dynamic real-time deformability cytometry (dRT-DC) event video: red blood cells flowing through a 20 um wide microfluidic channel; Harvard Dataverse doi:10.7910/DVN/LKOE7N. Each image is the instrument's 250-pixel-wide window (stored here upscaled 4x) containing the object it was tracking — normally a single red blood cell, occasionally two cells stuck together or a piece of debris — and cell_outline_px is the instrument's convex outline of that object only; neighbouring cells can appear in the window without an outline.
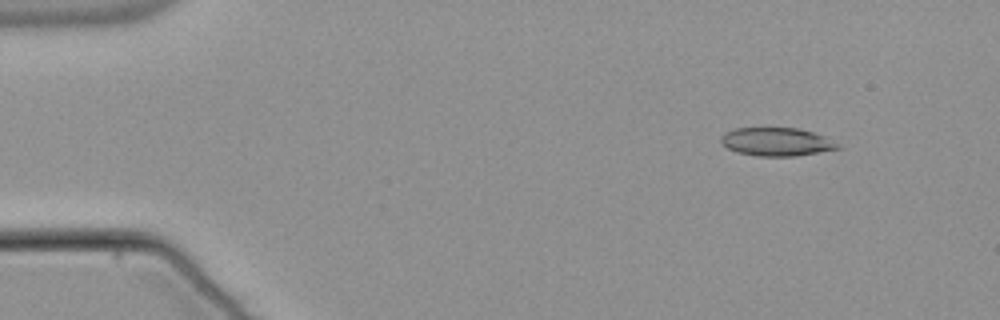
{"species": "common noctule bat (a hibernating species)", "species_latin": "Nyctalus noctula", "temperature_condition": "warm", "stored_images_in_passage": 49, "camera_frame_rate_fps": 3000, "um_per_image_px": 0.085, "animal": {"sex": "male", "body_mass_g": 21.5, "forearm_length_mm": 52.0}, "frame": {"image": 1, "passage_image": 1, "time_ms": 0.0, "image_size_px": [1000, 320], "cell_outline_px": [[840, 148], [796, 156], [756, 156], [736, 152], [728, 148], [720, 140], [720, 136], [724, 132], [732, 128], [796, 128], [812, 132], [824, 136], [836, 144]], "centroid_in_image_um": [65.93, 12.05], "position_along_channel_um": 19.1, "area_um2": 19.07}}
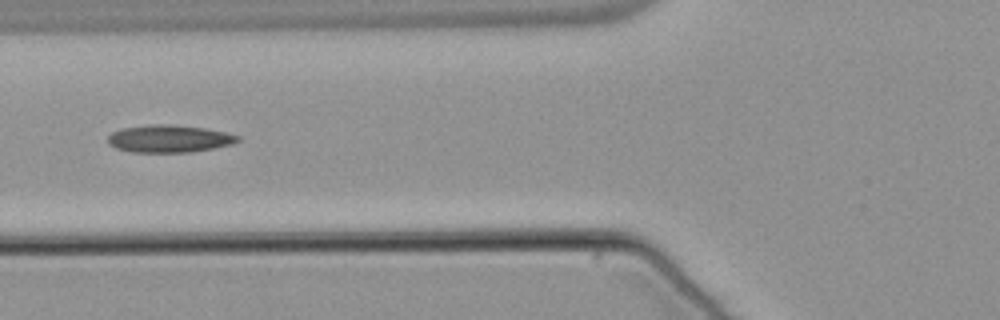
{"frame": {"image": 2, "passage_image": 16, "time_ms": 5.0, "image_size_px": [1000, 320], "cell_outline_px": [[240, 140], [232, 144], [192, 152], [132, 152], [116, 148], [108, 144], [108, 136], [112, 132], [124, 128], [152, 124], [168, 124], [204, 128], [224, 132], [240, 136]], "centroid_in_image_um": [14.37, 11.79], "position_along_channel_um": 111.4, "area_um2": 20.63}}
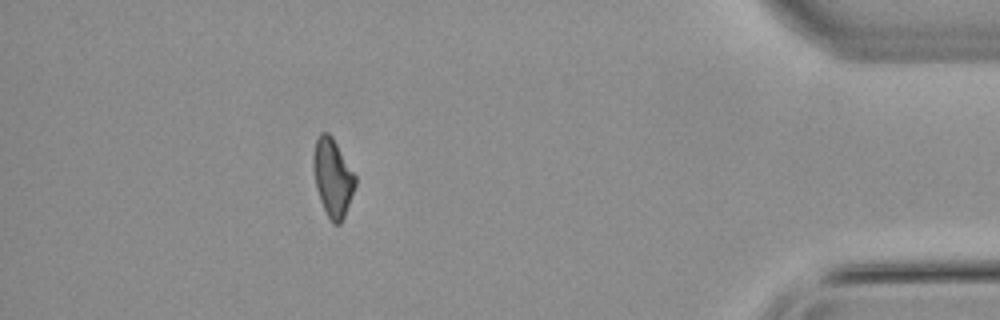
{"frame": {"image": 3, "passage_image": 43, "time_ms": 14.0, "image_size_px": [1000, 320], "cell_outline_px": [[356, 184], [344, 216], [340, 224], [332, 224], [320, 200], [316, 188], [312, 164], [312, 156], [316, 140], [320, 132], [328, 132], [332, 136], [356, 176]], "centroid_in_image_um": [28.26, 15.07], "position_along_channel_um": 406.9, "area_um2": 18.96}, "authors_computed_cell_mechanics": {"area_um2": 19.8254, "velocity_mm_per_s": 3.8391, "shape_relaxation_time_tau1_ms": null, "shape_relaxation_time_tau2_ms": 5.5205, "deformation_change_tau1": null, "deformation_change_tau2": 0.1547}}